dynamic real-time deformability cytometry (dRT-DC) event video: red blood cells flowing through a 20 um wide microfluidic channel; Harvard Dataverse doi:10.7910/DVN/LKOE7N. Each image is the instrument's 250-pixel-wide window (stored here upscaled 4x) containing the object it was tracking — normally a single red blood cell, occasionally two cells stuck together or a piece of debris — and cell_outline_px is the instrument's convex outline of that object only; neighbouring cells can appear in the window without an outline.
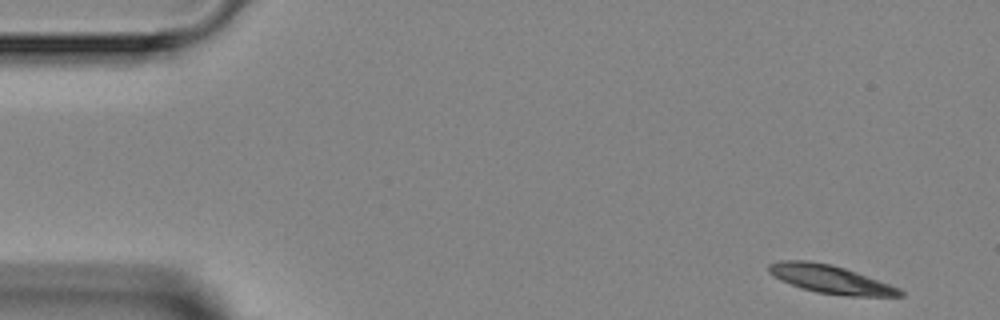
{"species": "Egyptian fruit bat (a non-hibernating species)", "species_latin": "Rousettus aegyptiacus", "temperature_condition": "room temperature", "stored_images_in_passage": 5, "camera_frame_rate_fps": 3000, "um_per_image_px": 0.085, "animal": {"sex": "female"}, "frame": {"image": 1, "passage_image": 1, "time_ms": 0.0, "image_size_px": [1000, 320], "cell_outline_px": [[904, 296], [848, 296], [816, 292], [800, 288], [780, 280], [768, 272], [768, 264], [780, 260], [808, 260], [832, 264], [856, 272], [900, 288], [904, 292]], "centroid_in_image_um": [70.56, 23.73], "position_along_channel_um": 14.4, "area_um2": 21.62}}